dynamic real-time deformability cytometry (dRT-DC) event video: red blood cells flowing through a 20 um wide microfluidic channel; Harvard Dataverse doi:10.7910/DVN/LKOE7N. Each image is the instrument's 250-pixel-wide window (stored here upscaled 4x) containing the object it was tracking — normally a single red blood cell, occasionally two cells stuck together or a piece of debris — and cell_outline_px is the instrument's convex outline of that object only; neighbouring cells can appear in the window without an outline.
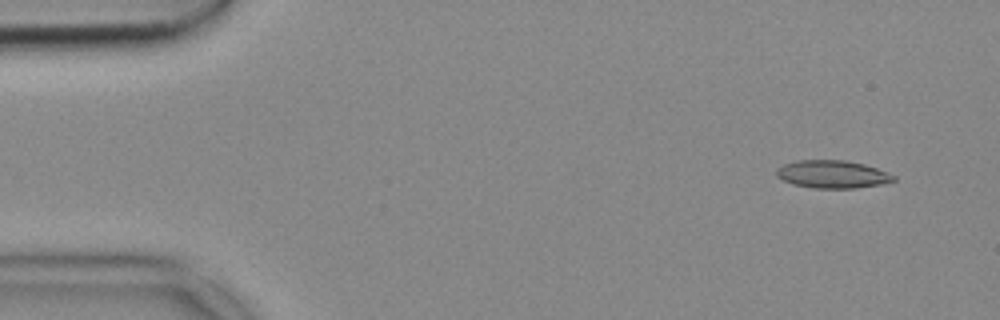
{"species": "common noctule bat (a hibernating species)", "species_latin": "Nyctalus noctula", "temperature_condition": "cold", "stored_images_in_passage": 53, "camera_frame_rate_fps": 3000, "um_per_image_px": 0.085, "animal": {"sex": "female", "body_mass_g": 18.4}, "frame": {"image": 1, "passage_image": 4, "time_ms": 1.0, "image_size_px": [1000, 320], "cell_outline_px": [[896, 180], [880, 184], [856, 188], [812, 188], [792, 184], [776, 176], [776, 172], [784, 164], [796, 160], [844, 160], [864, 164], [876, 168], [896, 176]], "centroid_in_image_um": [70.76, 14.81], "position_along_channel_um": 14.2, "area_um2": 18.84}}
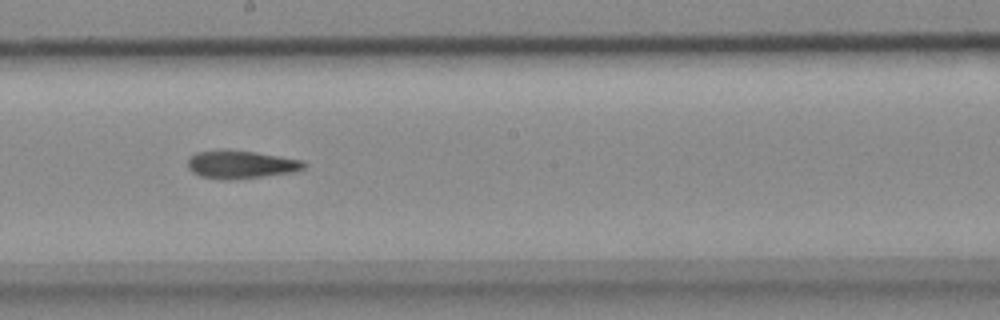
{"frame": {"image": 2, "passage_image": 29, "time_ms": 9.333, "image_size_px": [1000, 320], "cell_outline_px": [[308, 164], [304, 168], [296, 172], [228, 180], [224, 180], [200, 176], [192, 172], [188, 168], [188, 156], [196, 152], [220, 148], [224, 148], [280, 156], [304, 160]], "centroid_in_image_um": [20.45, 13.96], "position_along_channel_um": 227.7, "area_um2": 19.36}}
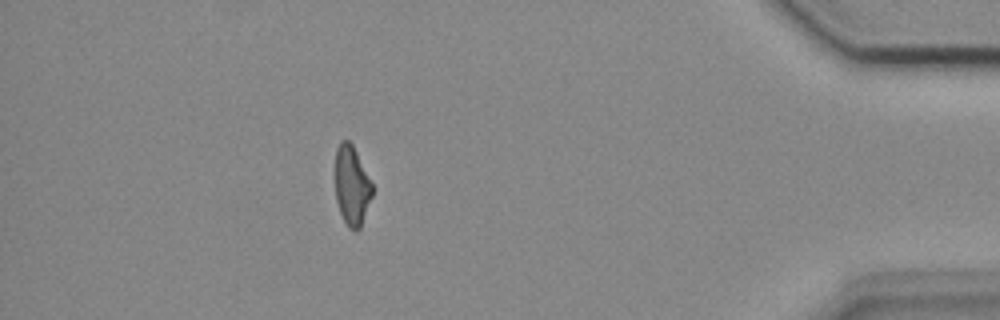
{"frame": {"image": 3, "passage_image": 47, "time_ms": 15.333, "image_size_px": [1000, 320], "cell_outline_px": [[372, 196], [360, 228], [356, 232], [348, 228], [340, 212], [336, 200], [336, 148], [340, 140], [348, 140], [352, 144], [372, 184]], "centroid_in_image_um": [29.89, 15.8], "position_along_channel_um": 405.3, "area_um2": 16.94}}